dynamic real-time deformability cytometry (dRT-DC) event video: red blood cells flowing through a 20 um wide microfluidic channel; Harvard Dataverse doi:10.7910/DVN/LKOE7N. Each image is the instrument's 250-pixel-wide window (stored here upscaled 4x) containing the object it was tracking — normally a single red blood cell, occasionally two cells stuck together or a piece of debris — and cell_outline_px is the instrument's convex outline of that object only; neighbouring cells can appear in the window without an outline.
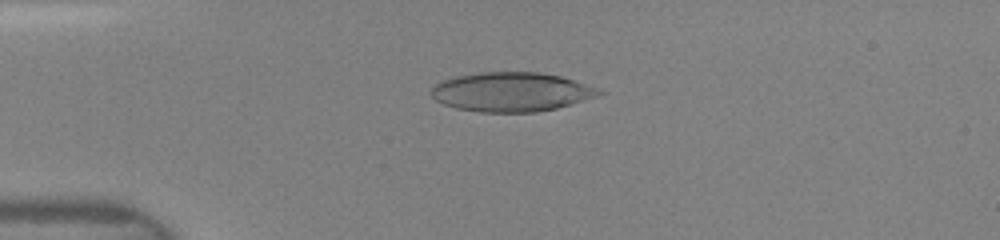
{"species": "human", "species_latin": "Homo sapiens", "temperature_condition": "room temperature", "stored_images_in_passage": 45, "camera_frame_rate_fps": 3000, "um_per_image_px": 0.085, "donor": {"sex": "female"}, "frame": {"image": 1, "passage_image": 14, "time_ms": 3.667, "image_size_px": [1000, 240], "cell_outline_px": [[608, 92], [572, 104], [556, 108], [536, 112], [480, 112], [456, 108], [444, 104], [436, 100], [432, 96], [432, 88], [436, 84], [444, 80], [456, 76], [480, 72], [540, 72], [560, 76], [600, 88]], "centroid_in_image_um": [43.51, 7.81], "position_along_channel_um": 41.5, "area_um2": 38.32}}
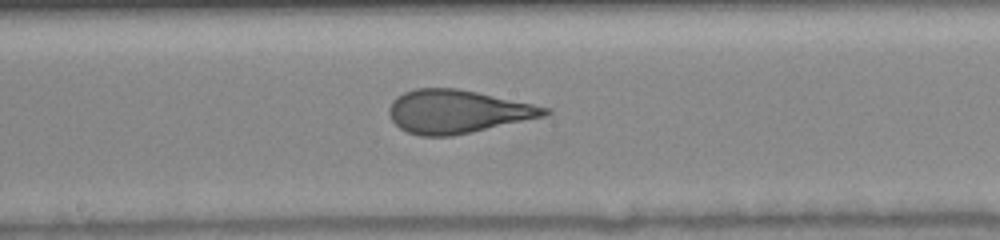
{"frame": {"image": 2, "passage_image": 32, "time_ms": 8.333, "image_size_px": [1000, 240], "cell_outline_px": [[552, 112], [544, 116], [452, 136], [420, 136], [408, 132], [400, 128], [392, 120], [388, 112], [388, 108], [392, 100], [396, 96], [404, 92], [416, 88], [456, 88], [476, 92], [532, 104], [548, 108]], "centroid_in_image_um": [38.81, 9.48], "position_along_channel_um": 209.4, "area_um2": 38.84}}
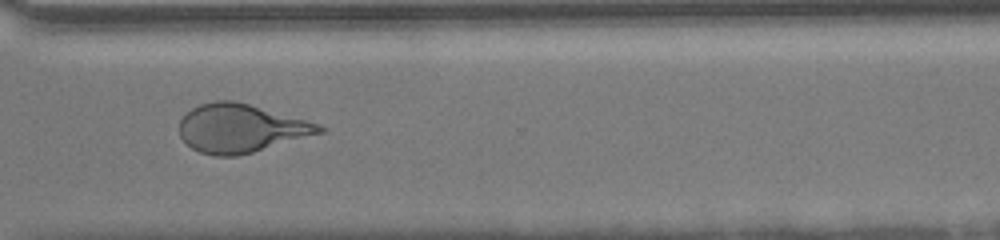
{"frame": {"image": 3, "passage_image": 44, "time_ms": 11.667, "image_size_px": [1000, 240], "cell_outline_px": [[324, 132], [252, 152], [236, 156], [212, 156], [200, 152], [192, 148], [180, 136], [180, 120], [192, 108], [200, 104], [216, 100], [232, 100], [248, 104], [304, 120], [316, 124], [324, 128]], "centroid_in_image_um": [20.41, 10.91], "position_along_channel_um": 350.2, "area_um2": 38.73}}